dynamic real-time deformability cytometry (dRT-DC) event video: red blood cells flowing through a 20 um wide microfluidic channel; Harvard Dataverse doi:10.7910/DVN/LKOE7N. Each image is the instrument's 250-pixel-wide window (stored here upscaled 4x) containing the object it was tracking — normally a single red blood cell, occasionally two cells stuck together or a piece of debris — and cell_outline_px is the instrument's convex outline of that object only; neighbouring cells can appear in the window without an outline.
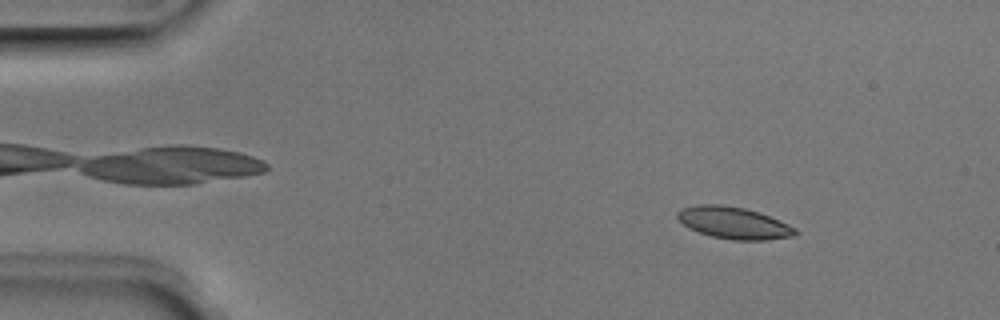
{"species": "Egyptian fruit bat (a non-hibernating species)", "species_latin": "Rousettus aegyptiacus", "temperature_condition": "room temperature", "stored_images_in_passage": 50, "camera_frame_rate_fps": 3000, "um_per_image_px": 0.085, "animal": {"sex": "male"}, "frame": {"image": 1, "passage_image": 6, "time_ms": 1.667, "image_size_px": [1000, 320], "cell_outline_px": [[800, 232], [796, 236], [764, 240], [732, 240], [712, 236], [700, 232], [684, 224], [676, 216], [676, 212], [680, 208], [696, 204], [720, 204], [744, 208], [768, 216], [788, 224], [796, 228]], "centroid_in_image_um": [62.38, 18.94], "position_along_channel_um": 22.6, "area_um2": 21.79}}
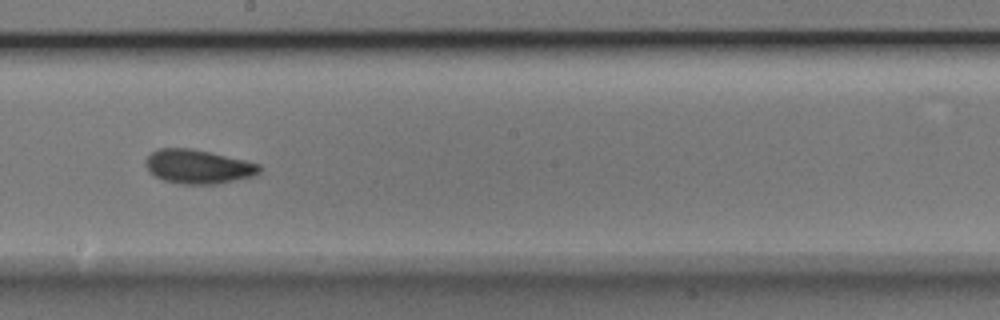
{"frame": {"image": 2, "passage_image": 28, "time_ms": 9.0, "image_size_px": [1000, 320], "cell_outline_px": [[260, 172], [252, 176], [216, 184], [180, 184], [164, 180], [156, 176], [144, 164], [144, 160], [152, 152], [160, 148], [192, 148], [244, 160], [260, 164]], "centroid_in_image_um": [16.82, 14.16], "position_along_channel_um": 231.4, "area_um2": 22.31}}
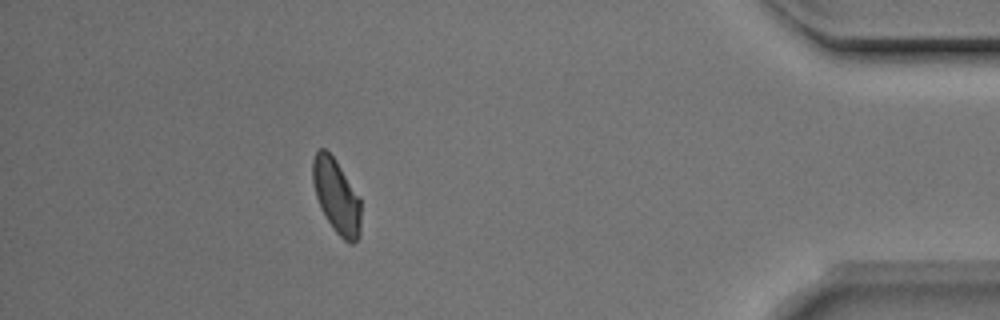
{"frame": {"image": 3, "passage_image": 45, "time_ms": 14.667, "image_size_px": [1000, 320], "cell_outline_px": [[360, 232], [356, 240], [352, 244], [348, 244], [336, 232], [320, 208], [316, 196], [312, 180], [312, 160], [316, 152], [320, 148], [324, 148], [336, 160], [360, 200]], "centroid_in_image_um": [28.57, 16.68], "position_along_channel_um": 406.6, "area_um2": 20.52}, "authors_computed_cell_mechanics": {"area_um2": 21.7039, "velocity_mm_per_s": 3.9461, "shape_relaxation_time_tau1_ms": 2.9122, "shape_relaxation_time_tau2_ms": 1.7068, "deformation_change_tau1": 0.1012, "deformation_change_tau2": 0.0565}}